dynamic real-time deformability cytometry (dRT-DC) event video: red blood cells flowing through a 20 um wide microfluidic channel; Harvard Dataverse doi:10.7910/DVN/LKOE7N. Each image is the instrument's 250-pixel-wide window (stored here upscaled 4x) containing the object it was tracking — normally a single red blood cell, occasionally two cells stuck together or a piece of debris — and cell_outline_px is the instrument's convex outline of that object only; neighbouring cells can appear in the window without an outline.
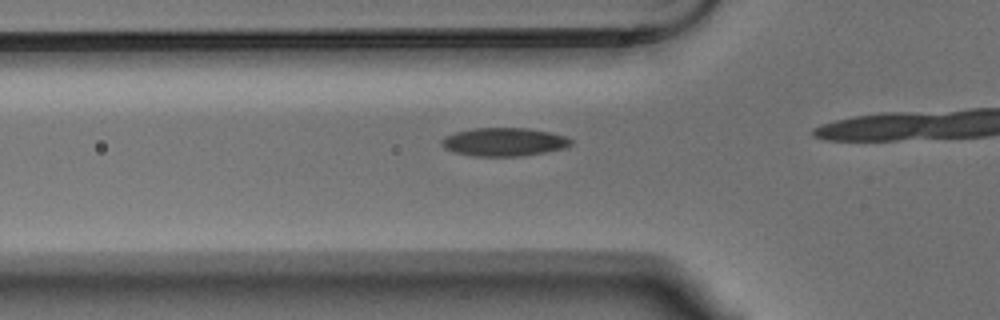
{"species": "Egyptian fruit bat (a non-hibernating species)", "species_latin": "Rousettus aegyptiacus", "temperature_condition": "warm", "stored_images_in_passage": 19, "camera_frame_rate_fps": 3000, "um_per_image_px": 0.085, "animal": {"sex": "male"}, "frame": {"image": 1, "passage_image": 14, "time_ms": 4.333, "image_size_px": [1000, 320], "cell_outline_px": [[572, 144], [568, 148], [520, 156], [476, 156], [456, 152], [444, 148], [440, 144], [440, 140], [456, 132], [472, 128], [528, 128], [548, 132], [564, 136], [572, 140]], "centroid_in_image_um": [42.86, 12.06], "position_along_channel_um": 82.9, "area_um2": 21.21}}
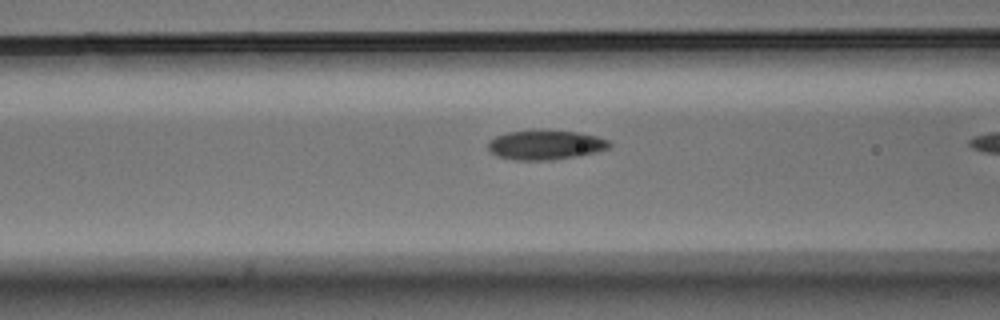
{"frame": {"image": 2, "passage_image": 17, "time_ms": 5.333, "image_size_px": [1000, 320], "cell_outline_px": [[612, 144], [608, 148], [596, 152], [580, 156], [552, 160], [516, 160], [496, 156], [488, 148], [488, 144], [496, 136], [508, 132], [528, 128], [540, 128], [576, 132], [596, 136], [608, 140]], "centroid_in_image_um": [46.36, 12.29], "position_along_channel_um": 120.2, "area_um2": 21.39}}